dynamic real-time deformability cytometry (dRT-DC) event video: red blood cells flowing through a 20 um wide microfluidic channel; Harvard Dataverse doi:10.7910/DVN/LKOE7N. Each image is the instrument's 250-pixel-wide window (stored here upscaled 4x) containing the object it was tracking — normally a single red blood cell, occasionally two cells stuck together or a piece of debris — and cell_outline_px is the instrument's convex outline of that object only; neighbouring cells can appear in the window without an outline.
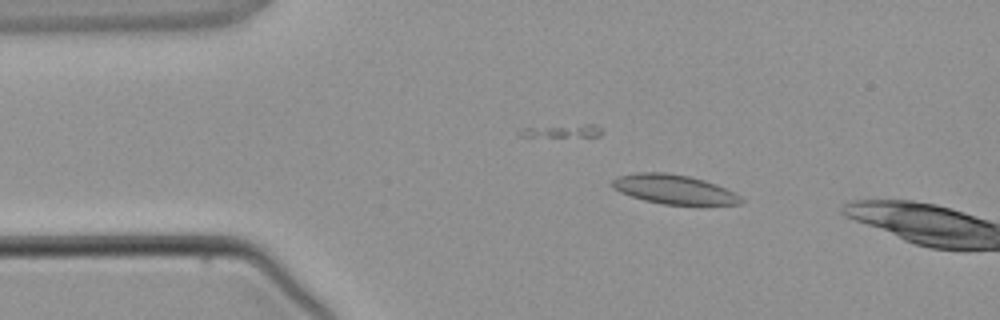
{"species": "common noctule bat (a hibernating species)", "species_latin": "Nyctalus noctula", "temperature_condition": "warm", "stored_images_in_passage": 3, "camera_frame_rate_fps": 3000, "um_per_image_px": 0.085, "animal": {"sex": "male", "body_mass_g": 21.5, "forearm_length_mm": 52.0}, "frame": {"image": 1, "passage_image": 2, "time_ms": 1.333, "image_size_px": [1000, 320], "cell_outline_px": [[744, 200], [740, 204], [660, 204], [644, 200], [620, 192], [612, 188], [608, 184], [612, 180], [620, 176], [636, 172], [664, 172], [688, 176], [704, 180], [716, 184], [740, 196]], "centroid_in_image_um": [57.22, 16.08], "position_along_channel_um": 27.8, "area_um2": 21.79}}